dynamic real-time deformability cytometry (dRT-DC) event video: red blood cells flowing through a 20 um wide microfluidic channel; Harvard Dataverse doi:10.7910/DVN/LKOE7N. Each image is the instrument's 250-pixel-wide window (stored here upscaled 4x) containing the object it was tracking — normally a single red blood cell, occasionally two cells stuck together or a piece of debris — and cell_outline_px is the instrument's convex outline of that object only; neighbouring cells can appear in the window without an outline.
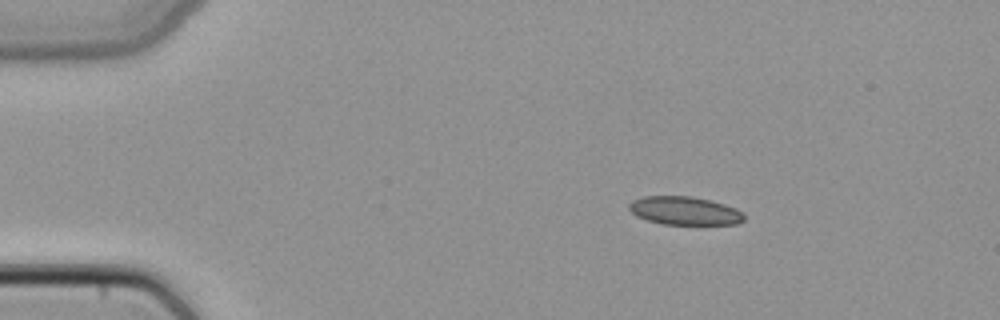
{"species": "common noctule bat (a hibernating species)", "species_latin": "Nyctalus noctula", "temperature_condition": "cold", "stored_images_in_passage": 3, "camera_frame_rate_fps": 3000, "um_per_image_px": 0.085, "animal": {"sex": "female", "body_mass_g": 22.7, "forearm_length_mm": 54.2}, "frame": {"image": 1, "passage_image": 1, "time_ms": 0.0, "image_size_px": [1000, 320], "cell_outline_px": [[744, 220], [736, 224], [660, 224], [636, 216], [628, 208], [628, 204], [632, 200], [644, 196], [692, 196], [724, 204], [736, 208], [744, 212]], "centroid_in_image_um": [58.18, 17.91], "position_along_channel_um": 26.8, "area_um2": 19.02}}
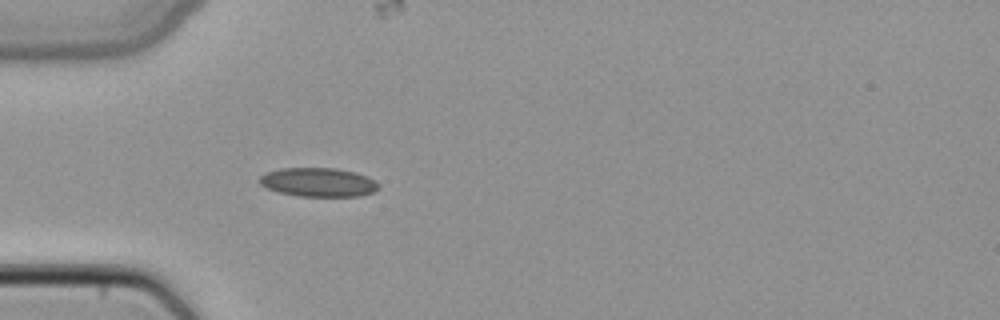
{"frame": {"image": 2, "passage_image": 3, "time_ms": 0.667, "image_size_px": [1000, 320], "cell_outline_px": [[380, 188], [372, 192], [360, 196], [300, 196], [280, 192], [268, 188], [260, 184], [256, 180], [264, 172], [280, 168], [336, 168], [356, 172], [368, 176], [380, 184]], "centroid_in_image_um": [27.06, 15.48], "position_along_channel_um": 57.9, "area_um2": 20.23}}